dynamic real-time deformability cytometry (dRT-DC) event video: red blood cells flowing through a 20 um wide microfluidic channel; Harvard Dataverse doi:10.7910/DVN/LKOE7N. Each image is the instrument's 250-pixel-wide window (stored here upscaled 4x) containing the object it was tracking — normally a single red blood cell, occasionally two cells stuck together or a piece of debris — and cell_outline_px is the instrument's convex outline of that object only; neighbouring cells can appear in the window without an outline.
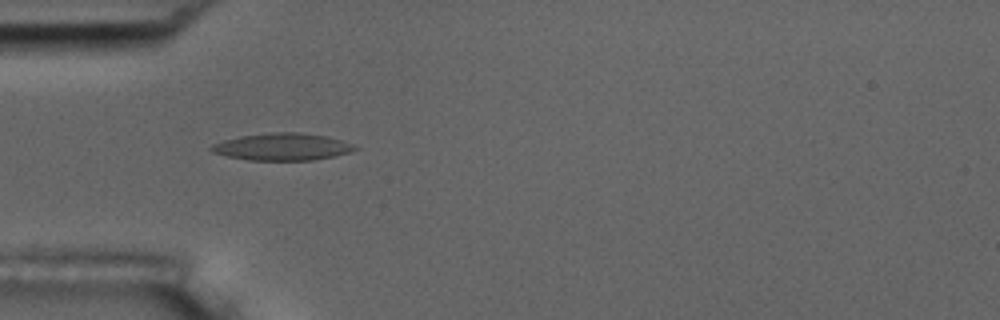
{"species": "common noctule bat (a hibernating species)", "species_latin": "Nyctalus noctula", "temperature_condition": "room temperature", "stored_images_in_passage": 3, "camera_frame_rate_fps": 3000, "um_per_image_px": 0.085, "animal": {"sex": "male", "body_mass_g": 17.5, "forearm_length_mm": 52.3}, "frame": {"image": 1, "passage_image": 2, "time_ms": 2.0, "image_size_px": [1000, 320], "cell_outline_px": [[360, 148], [352, 152], [336, 156], [312, 160], [248, 160], [224, 156], [212, 152], [208, 148], [212, 144], [224, 140], [240, 136], [276, 132], [300, 132], [328, 136], [352, 144]], "centroid_in_image_um": [24.0, 12.48], "position_along_channel_um": 61.0, "area_um2": 22.89}}